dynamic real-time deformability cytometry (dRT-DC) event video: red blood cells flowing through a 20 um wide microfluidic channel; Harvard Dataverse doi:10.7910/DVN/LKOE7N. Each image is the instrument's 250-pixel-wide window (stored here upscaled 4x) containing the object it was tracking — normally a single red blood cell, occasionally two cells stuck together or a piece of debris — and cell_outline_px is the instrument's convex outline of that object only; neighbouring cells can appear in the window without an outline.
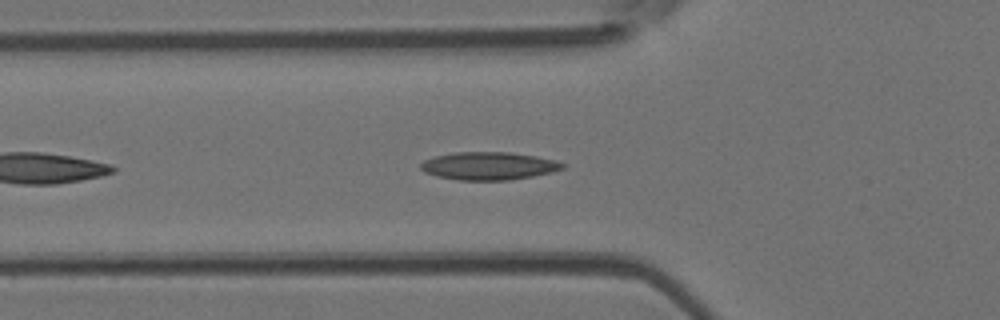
{"species": "Egyptian fruit bat (a non-hibernating species)", "species_latin": "Rousettus aegyptiacus", "temperature_condition": "room temperature", "stored_images_in_passage": 26, "camera_frame_rate_fps": 3000, "um_per_image_px": 0.085, "animal": {"sex": "female"}, "frame": {"image": 1, "passage_image": 6, "time_ms": 1.667, "image_size_px": [1000, 320], "cell_outline_px": [[564, 168], [552, 172], [532, 176], [508, 180], [460, 180], [436, 176], [424, 172], [420, 168], [420, 164], [424, 160], [432, 156], [456, 152], [508, 152], [536, 156], [556, 160], [564, 164]], "centroid_in_image_um": [41.51, 14.1], "position_along_channel_um": 84.3, "area_um2": 23.06}}
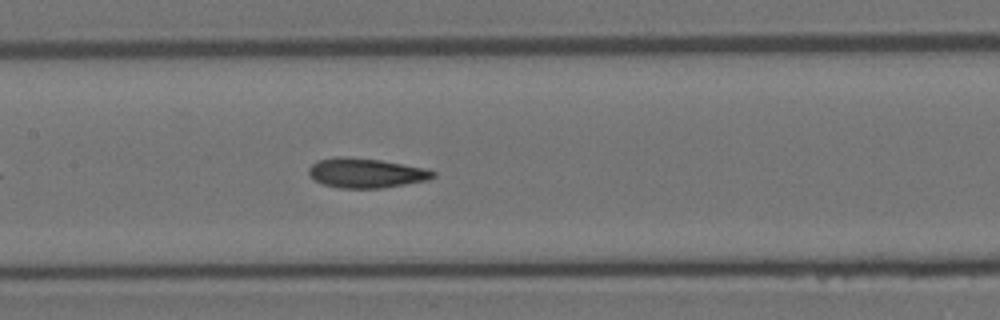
{"frame": {"image": 2, "passage_image": 13, "time_ms": 4.0, "image_size_px": [1000, 320], "cell_outline_px": [[436, 176], [428, 180], [380, 188], [340, 188], [324, 184], [312, 180], [308, 176], [308, 168], [316, 160], [336, 156], [344, 156], [380, 160], [428, 168], [436, 172]], "centroid_in_image_um": [31.08, 14.69], "position_along_channel_um": 176.3, "area_um2": 21.73}}
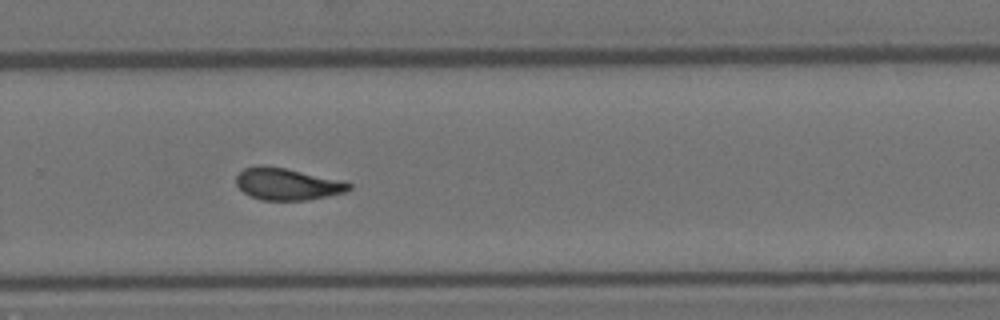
{"frame": {"image": 3, "passage_image": 23, "time_ms": 7.333, "image_size_px": [1000, 320], "cell_outline_px": [[352, 188], [344, 192], [328, 196], [308, 200], [260, 200], [248, 196], [236, 184], [236, 176], [244, 168], [260, 164], [264, 164], [288, 168], [344, 180], [352, 184]], "centroid_in_image_um": [24.42, 15.63], "position_along_channel_um": 305.4, "area_um2": 21.44}}